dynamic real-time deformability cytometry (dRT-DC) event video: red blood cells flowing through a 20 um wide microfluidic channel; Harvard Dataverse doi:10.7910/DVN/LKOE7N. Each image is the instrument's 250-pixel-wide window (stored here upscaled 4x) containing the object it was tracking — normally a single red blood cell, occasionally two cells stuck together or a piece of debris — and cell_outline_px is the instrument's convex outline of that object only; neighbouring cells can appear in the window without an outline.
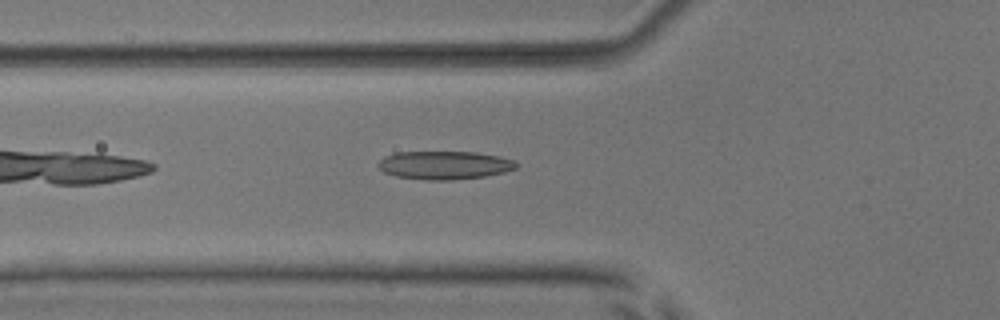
{"species": "common noctule bat (a hibernating species)", "species_latin": "Nyctalus noctula", "temperature_condition": "room temperature", "stored_images_in_passage": 39, "camera_frame_rate_fps": 3000, "um_per_image_px": 0.085, "animal": {"sex": "male", "body_mass_g": 17.9, "forearm_length_mm": 54.2}, "frame": {"image": 1, "passage_image": 5, "time_ms": 1.333, "image_size_px": [1000, 320], "cell_outline_px": [[520, 164], [516, 168], [504, 172], [484, 176], [448, 180], [424, 180], [396, 176], [384, 172], [376, 164], [384, 156], [396, 152], [476, 152], [500, 156], [512, 160]], "centroid_in_image_um": [37.77, 14.03], "position_along_channel_um": 88.0, "area_um2": 22.77}}
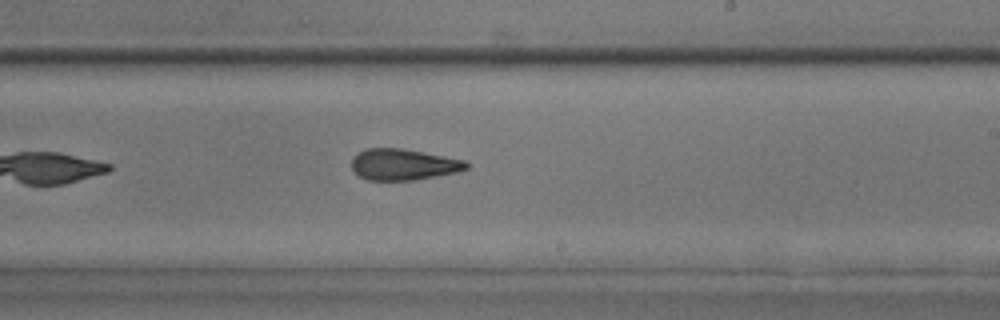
{"frame": {"image": 2, "passage_image": 18, "time_ms": 5.667, "image_size_px": [1000, 320], "cell_outline_px": [[468, 168], [456, 172], [436, 176], [412, 180], [368, 180], [360, 176], [352, 168], [352, 156], [364, 148], [400, 148], [444, 156], [464, 160], [468, 164]], "centroid_in_image_um": [34.25, 13.97], "position_along_channel_um": 254.8, "area_um2": 20.69}}
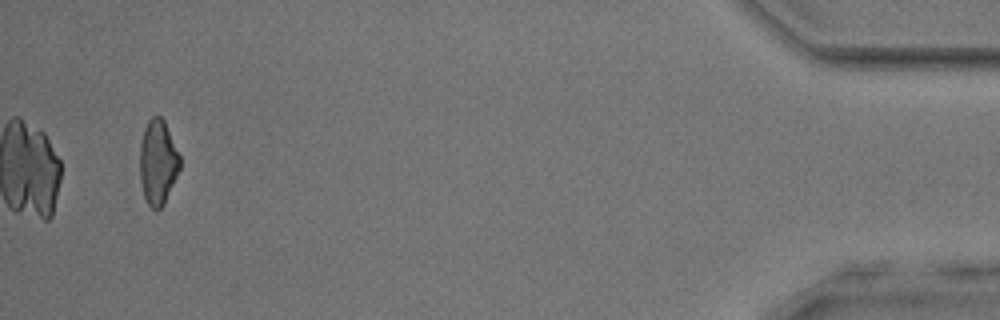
{"frame": {"image": 3, "passage_image": 37, "time_ms": 12.0, "image_size_px": [1000, 320], "cell_outline_px": [[180, 168], [164, 204], [160, 208], [152, 208], [148, 204], [144, 196], [140, 180], [140, 144], [144, 128], [148, 120], [152, 116], [160, 116], [164, 120], [180, 156]], "centroid_in_image_um": [13.41, 13.77], "position_along_channel_um": 421.8, "area_um2": 19.65}, "authors_computed_cell_mechanics": {"area_um2": 21.097, "velocity_mm_per_s": 3.8533, "shape_relaxation_time_tau1_ms": 6.0341, "shape_relaxation_time_tau2_ms": 2.769, "deformation_change_tau1": 0.1686, "deformation_change_tau2": 0.1058}}